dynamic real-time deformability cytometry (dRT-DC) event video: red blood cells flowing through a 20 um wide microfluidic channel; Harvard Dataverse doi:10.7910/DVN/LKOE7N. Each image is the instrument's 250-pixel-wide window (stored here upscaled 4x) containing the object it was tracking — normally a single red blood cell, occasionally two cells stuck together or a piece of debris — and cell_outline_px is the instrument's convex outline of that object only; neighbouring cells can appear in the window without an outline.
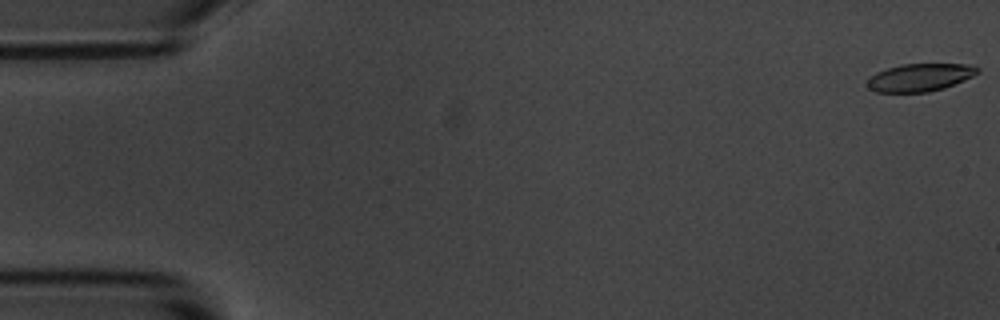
{"species": "common noctule bat (a hibernating species)", "species_latin": "Nyctalus noctula", "temperature_condition": "room temperature", "stored_images_in_passage": 7, "camera_frame_rate_fps": 3000, "um_per_image_px": 0.085, "animal": {"sex": "male", "body_mass_g": 20.1, "forearm_length_mm": 53.5}, "frame": {"image": 1, "passage_image": 1, "time_ms": 0.0, "image_size_px": [1000, 320], "cell_outline_px": [[980, 72], [964, 80], [944, 88], [928, 92], [876, 92], [868, 88], [868, 76], [876, 72], [900, 64], [968, 64], [980, 68]], "centroid_in_image_um": [78.18, 6.58], "position_along_channel_um": 6.8, "area_um2": 17.86}}